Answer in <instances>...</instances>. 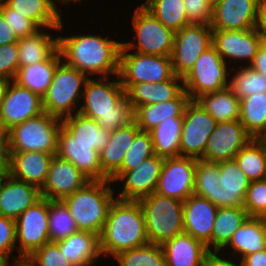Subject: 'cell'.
<instances>
[{
	"label": "cell",
	"instance_id": "1",
	"mask_svg": "<svg viewBox=\"0 0 266 266\" xmlns=\"http://www.w3.org/2000/svg\"><path fill=\"white\" fill-rule=\"evenodd\" d=\"M121 47L122 42L100 35L58 36V49L62 61L86 76L99 74L109 77L111 73L117 76Z\"/></svg>",
	"mask_w": 266,
	"mask_h": 266
},
{
	"label": "cell",
	"instance_id": "2",
	"mask_svg": "<svg viewBox=\"0 0 266 266\" xmlns=\"http://www.w3.org/2000/svg\"><path fill=\"white\" fill-rule=\"evenodd\" d=\"M109 79H87L82 93L84 103L78 107V113L94 119L102 128L113 131L131 123L134 110L121 81L116 79L110 82Z\"/></svg>",
	"mask_w": 266,
	"mask_h": 266
},
{
	"label": "cell",
	"instance_id": "3",
	"mask_svg": "<svg viewBox=\"0 0 266 266\" xmlns=\"http://www.w3.org/2000/svg\"><path fill=\"white\" fill-rule=\"evenodd\" d=\"M99 240L101 254L113 257L122 251L149 243L139 202L115 198Z\"/></svg>",
	"mask_w": 266,
	"mask_h": 266
},
{
	"label": "cell",
	"instance_id": "4",
	"mask_svg": "<svg viewBox=\"0 0 266 266\" xmlns=\"http://www.w3.org/2000/svg\"><path fill=\"white\" fill-rule=\"evenodd\" d=\"M110 183V180H90L61 200L67 206L79 231H89L100 236L110 205L115 199Z\"/></svg>",
	"mask_w": 266,
	"mask_h": 266
},
{
	"label": "cell",
	"instance_id": "5",
	"mask_svg": "<svg viewBox=\"0 0 266 266\" xmlns=\"http://www.w3.org/2000/svg\"><path fill=\"white\" fill-rule=\"evenodd\" d=\"M62 121L46 112L25 120L7 130L4 152L38 151L56 155Z\"/></svg>",
	"mask_w": 266,
	"mask_h": 266
},
{
	"label": "cell",
	"instance_id": "6",
	"mask_svg": "<svg viewBox=\"0 0 266 266\" xmlns=\"http://www.w3.org/2000/svg\"><path fill=\"white\" fill-rule=\"evenodd\" d=\"M149 243L162 245L184 232L183 201L156 192L138 200Z\"/></svg>",
	"mask_w": 266,
	"mask_h": 266
},
{
	"label": "cell",
	"instance_id": "7",
	"mask_svg": "<svg viewBox=\"0 0 266 266\" xmlns=\"http://www.w3.org/2000/svg\"><path fill=\"white\" fill-rule=\"evenodd\" d=\"M88 77L63 61L56 67L52 82L42 97L44 112L63 119L78 113L77 103L82 100V93Z\"/></svg>",
	"mask_w": 266,
	"mask_h": 266
},
{
	"label": "cell",
	"instance_id": "8",
	"mask_svg": "<svg viewBox=\"0 0 266 266\" xmlns=\"http://www.w3.org/2000/svg\"><path fill=\"white\" fill-rule=\"evenodd\" d=\"M227 64L213 45L203 52L183 77L184 90L190 100L228 87Z\"/></svg>",
	"mask_w": 266,
	"mask_h": 266
},
{
	"label": "cell",
	"instance_id": "9",
	"mask_svg": "<svg viewBox=\"0 0 266 266\" xmlns=\"http://www.w3.org/2000/svg\"><path fill=\"white\" fill-rule=\"evenodd\" d=\"M133 30L138 42H122L130 51L136 49L137 53L144 55L171 56L175 32L165 27L142 5L135 9L133 15Z\"/></svg>",
	"mask_w": 266,
	"mask_h": 266
},
{
	"label": "cell",
	"instance_id": "10",
	"mask_svg": "<svg viewBox=\"0 0 266 266\" xmlns=\"http://www.w3.org/2000/svg\"><path fill=\"white\" fill-rule=\"evenodd\" d=\"M174 76L170 56L129 53L123 45L120 51L119 72L121 84L157 83Z\"/></svg>",
	"mask_w": 266,
	"mask_h": 266
},
{
	"label": "cell",
	"instance_id": "11",
	"mask_svg": "<svg viewBox=\"0 0 266 266\" xmlns=\"http://www.w3.org/2000/svg\"><path fill=\"white\" fill-rule=\"evenodd\" d=\"M48 216L49 199L41 197L15 220L19 254L13 259L14 265L50 242Z\"/></svg>",
	"mask_w": 266,
	"mask_h": 266
},
{
	"label": "cell",
	"instance_id": "12",
	"mask_svg": "<svg viewBox=\"0 0 266 266\" xmlns=\"http://www.w3.org/2000/svg\"><path fill=\"white\" fill-rule=\"evenodd\" d=\"M213 30L209 24H189L175 32L171 53L174 75L184 77L200 55L212 46Z\"/></svg>",
	"mask_w": 266,
	"mask_h": 266
},
{
	"label": "cell",
	"instance_id": "13",
	"mask_svg": "<svg viewBox=\"0 0 266 266\" xmlns=\"http://www.w3.org/2000/svg\"><path fill=\"white\" fill-rule=\"evenodd\" d=\"M217 121L196 100H190L183 112L180 156L200 159Z\"/></svg>",
	"mask_w": 266,
	"mask_h": 266
},
{
	"label": "cell",
	"instance_id": "14",
	"mask_svg": "<svg viewBox=\"0 0 266 266\" xmlns=\"http://www.w3.org/2000/svg\"><path fill=\"white\" fill-rule=\"evenodd\" d=\"M197 159L179 156L165 158L156 193L185 201L194 194V179Z\"/></svg>",
	"mask_w": 266,
	"mask_h": 266
},
{
	"label": "cell",
	"instance_id": "15",
	"mask_svg": "<svg viewBox=\"0 0 266 266\" xmlns=\"http://www.w3.org/2000/svg\"><path fill=\"white\" fill-rule=\"evenodd\" d=\"M165 158L158 155L145 159L135 169L118 171L110 181L124 182L122 192L116 198L138 201L155 192Z\"/></svg>",
	"mask_w": 266,
	"mask_h": 266
},
{
	"label": "cell",
	"instance_id": "16",
	"mask_svg": "<svg viewBox=\"0 0 266 266\" xmlns=\"http://www.w3.org/2000/svg\"><path fill=\"white\" fill-rule=\"evenodd\" d=\"M11 83L0 104V131L3 134L11 127L44 112L41 96L13 80Z\"/></svg>",
	"mask_w": 266,
	"mask_h": 266
},
{
	"label": "cell",
	"instance_id": "17",
	"mask_svg": "<svg viewBox=\"0 0 266 266\" xmlns=\"http://www.w3.org/2000/svg\"><path fill=\"white\" fill-rule=\"evenodd\" d=\"M251 139L253 137L245 130L239 119L217 122L200 159L216 163L234 159Z\"/></svg>",
	"mask_w": 266,
	"mask_h": 266
},
{
	"label": "cell",
	"instance_id": "18",
	"mask_svg": "<svg viewBox=\"0 0 266 266\" xmlns=\"http://www.w3.org/2000/svg\"><path fill=\"white\" fill-rule=\"evenodd\" d=\"M260 0H218L212 7V30H249L256 28Z\"/></svg>",
	"mask_w": 266,
	"mask_h": 266
},
{
	"label": "cell",
	"instance_id": "19",
	"mask_svg": "<svg viewBox=\"0 0 266 266\" xmlns=\"http://www.w3.org/2000/svg\"><path fill=\"white\" fill-rule=\"evenodd\" d=\"M264 41L265 37L257 27L249 30H213L212 45L225 62L227 58L248 60L249 66Z\"/></svg>",
	"mask_w": 266,
	"mask_h": 266
},
{
	"label": "cell",
	"instance_id": "20",
	"mask_svg": "<svg viewBox=\"0 0 266 266\" xmlns=\"http://www.w3.org/2000/svg\"><path fill=\"white\" fill-rule=\"evenodd\" d=\"M89 181L74 164L54 155L45 184L40 189L41 197L49 200H62Z\"/></svg>",
	"mask_w": 266,
	"mask_h": 266
},
{
	"label": "cell",
	"instance_id": "21",
	"mask_svg": "<svg viewBox=\"0 0 266 266\" xmlns=\"http://www.w3.org/2000/svg\"><path fill=\"white\" fill-rule=\"evenodd\" d=\"M4 170L17 180L39 189L47 179L53 155L38 151L4 152Z\"/></svg>",
	"mask_w": 266,
	"mask_h": 266
},
{
	"label": "cell",
	"instance_id": "22",
	"mask_svg": "<svg viewBox=\"0 0 266 266\" xmlns=\"http://www.w3.org/2000/svg\"><path fill=\"white\" fill-rule=\"evenodd\" d=\"M217 209L210 200L195 194L183 201L184 232L203 242L210 252Z\"/></svg>",
	"mask_w": 266,
	"mask_h": 266
},
{
	"label": "cell",
	"instance_id": "23",
	"mask_svg": "<svg viewBox=\"0 0 266 266\" xmlns=\"http://www.w3.org/2000/svg\"><path fill=\"white\" fill-rule=\"evenodd\" d=\"M41 198L40 189L17 180L5 170L0 175V215L16 220Z\"/></svg>",
	"mask_w": 266,
	"mask_h": 266
},
{
	"label": "cell",
	"instance_id": "24",
	"mask_svg": "<svg viewBox=\"0 0 266 266\" xmlns=\"http://www.w3.org/2000/svg\"><path fill=\"white\" fill-rule=\"evenodd\" d=\"M56 155L74 164L89 180H102L99 152L90 144L76 143L63 126L58 135Z\"/></svg>",
	"mask_w": 266,
	"mask_h": 266
},
{
	"label": "cell",
	"instance_id": "25",
	"mask_svg": "<svg viewBox=\"0 0 266 266\" xmlns=\"http://www.w3.org/2000/svg\"><path fill=\"white\" fill-rule=\"evenodd\" d=\"M220 187L214 197L217 207H243L251 180L240 169L235 159L219 162Z\"/></svg>",
	"mask_w": 266,
	"mask_h": 266
},
{
	"label": "cell",
	"instance_id": "26",
	"mask_svg": "<svg viewBox=\"0 0 266 266\" xmlns=\"http://www.w3.org/2000/svg\"><path fill=\"white\" fill-rule=\"evenodd\" d=\"M122 86L126 91V96L134 111L139 106L162 103L175 99L184 90L183 78L176 75L170 80L163 82L122 84Z\"/></svg>",
	"mask_w": 266,
	"mask_h": 266
},
{
	"label": "cell",
	"instance_id": "27",
	"mask_svg": "<svg viewBox=\"0 0 266 266\" xmlns=\"http://www.w3.org/2000/svg\"><path fill=\"white\" fill-rule=\"evenodd\" d=\"M140 131L135 120L111 131L108 143L99 152L102 180H110L121 169L125 153Z\"/></svg>",
	"mask_w": 266,
	"mask_h": 266
},
{
	"label": "cell",
	"instance_id": "28",
	"mask_svg": "<svg viewBox=\"0 0 266 266\" xmlns=\"http://www.w3.org/2000/svg\"><path fill=\"white\" fill-rule=\"evenodd\" d=\"M161 247L166 266H203L210 253L203 242L185 232L165 241Z\"/></svg>",
	"mask_w": 266,
	"mask_h": 266
},
{
	"label": "cell",
	"instance_id": "29",
	"mask_svg": "<svg viewBox=\"0 0 266 266\" xmlns=\"http://www.w3.org/2000/svg\"><path fill=\"white\" fill-rule=\"evenodd\" d=\"M55 243L74 266H92L102 255L99 235L89 231H78Z\"/></svg>",
	"mask_w": 266,
	"mask_h": 266
},
{
	"label": "cell",
	"instance_id": "30",
	"mask_svg": "<svg viewBox=\"0 0 266 266\" xmlns=\"http://www.w3.org/2000/svg\"><path fill=\"white\" fill-rule=\"evenodd\" d=\"M228 246L233 248L232 256H236V258L237 255L241 258L266 249V221L264 217H248L233 233L232 238L224 248Z\"/></svg>",
	"mask_w": 266,
	"mask_h": 266
},
{
	"label": "cell",
	"instance_id": "31",
	"mask_svg": "<svg viewBox=\"0 0 266 266\" xmlns=\"http://www.w3.org/2000/svg\"><path fill=\"white\" fill-rule=\"evenodd\" d=\"M189 101V95L183 90L170 101L139 106L134 111V120L141 131L150 132L163 120H168L170 117H183L185 106Z\"/></svg>",
	"mask_w": 266,
	"mask_h": 266
},
{
	"label": "cell",
	"instance_id": "32",
	"mask_svg": "<svg viewBox=\"0 0 266 266\" xmlns=\"http://www.w3.org/2000/svg\"><path fill=\"white\" fill-rule=\"evenodd\" d=\"M59 49L48 59L19 67L14 82L43 97L48 90L56 67L62 62Z\"/></svg>",
	"mask_w": 266,
	"mask_h": 266
},
{
	"label": "cell",
	"instance_id": "33",
	"mask_svg": "<svg viewBox=\"0 0 266 266\" xmlns=\"http://www.w3.org/2000/svg\"><path fill=\"white\" fill-rule=\"evenodd\" d=\"M61 121L76 143L90 144L98 152L108 143L111 131L102 128L94 119L75 113Z\"/></svg>",
	"mask_w": 266,
	"mask_h": 266
},
{
	"label": "cell",
	"instance_id": "34",
	"mask_svg": "<svg viewBox=\"0 0 266 266\" xmlns=\"http://www.w3.org/2000/svg\"><path fill=\"white\" fill-rule=\"evenodd\" d=\"M10 8L33 20L40 28L62 30V15L52 0H3Z\"/></svg>",
	"mask_w": 266,
	"mask_h": 266
},
{
	"label": "cell",
	"instance_id": "35",
	"mask_svg": "<svg viewBox=\"0 0 266 266\" xmlns=\"http://www.w3.org/2000/svg\"><path fill=\"white\" fill-rule=\"evenodd\" d=\"M44 31L42 28L31 36L18 39L19 67L48 60L58 50V36L52 38V34Z\"/></svg>",
	"mask_w": 266,
	"mask_h": 266
},
{
	"label": "cell",
	"instance_id": "36",
	"mask_svg": "<svg viewBox=\"0 0 266 266\" xmlns=\"http://www.w3.org/2000/svg\"><path fill=\"white\" fill-rule=\"evenodd\" d=\"M183 117H170L150 131L154 153L163 158L180 156Z\"/></svg>",
	"mask_w": 266,
	"mask_h": 266
},
{
	"label": "cell",
	"instance_id": "37",
	"mask_svg": "<svg viewBox=\"0 0 266 266\" xmlns=\"http://www.w3.org/2000/svg\"><path fill=\"white\" fill-rule=\"evenodd\" d=\"M196 101L217 122L233 121L240 118V99L232 93L229 87L203 94Z\"/></svg>",
	"mask_w": 266,
	"mask_h": 266
},
{
	"label": "cell",
	"instance_id": "38",
	"mask_svg": "<svg viewBox=\"0 0 266 266\" xmlns=\"http://www.w3.org/2000/svg\"><path fill=\"white\" fill-rule=\"evenodd\" d=\"M248 217L243 207H218L212 232V252L224 250L233 233Z\"/></svg>",
	"mask_w": 266,
	"mask_h": 266
},
{
	"label": "cell",
	"instance_id": "39",
	"mask_svg": "<svg viewBox=\"0 0 266 266\" xmlns=\"http://www.w3.org/2000/svg\"><path fill=\"white\" fill-rule=\"evenodd\" d=\"M251 181L266 179V144L251 139L234 157Z\"/></svg>",
	"mask_w": 266,
	"mask_h": 266
},
{
	"label": "cell",
	"instance_id": "40",
	"mask_svg": "<svg viewBox=\"0 0 266 266\" xmlns=\"http://www.w3.org/2000/svg\"><path fill=\"white\" fill-rule=\"evenodd\" d=\"M239 121L256 138L266 126V93H253L240 100Z\"/></svg>",
	"mask_w": 266,
	"mask_h": 266
},
{
	"label": "cell",
	"instance_id": "41",
	"mask_svg": "<svg viewBox=\"0 0 266 266\" xmlns=\"http://www.w3.org/2000/svg\"><path fill=\"white\" fill-rule=\"evenodd\" d=\"M142 6L174 32L189 25L184 0H146Z\"/></svg>",
	"mask_w": 266,
	"mask_h": 266
},
{
	"label": "cell",
	"instance_id": "42",
	"mask_svg": "<svg viewBox=\"0 0 266 266\" xmlns=\"http://www.w3.org/2000/svg\"><path fill=\"white\" fill-rule=\"evenodd\" d=\"M49 240L57 242L78 232L73 217L61 200H49Z\"/></svg>",
	"mask_w": 266,
	"mask_h": 266
},
{
	"label": "cell",
	"instance_id": "43",
	"mask_svg": "<svg viewBox=\"0 0 266 266\" xmlns=\"http://www.w3.org/2000/svg\"><path fill=\"white\" fill-rule=\"evenodd\" d=\"M119 266H166L161 245H145L122 251L114 256Z\"/></svg>",
	"mask_w": 266,
	"mask_h": 266
},
{
	"label": "cell",
	"instance_id": "44",
	"mask_svg": "<svg viewBox=\"0 0 266 266\" xmlns=\"http://www.w3.org/2000/svg\"><path fill=\"white\" fill-rule=\"evenodd\" d=\"M219 163L197 159L194 194L207 198L214 204L216 191L220 187Z\"/></svg>",
	"mask_w": 266,
	"mask_h": 266
},
{
	"label": "cell",
	"instance_id": "45",
	"mask_svg": "<svg viewBox=\"0 0 266 266\" xmlns=\"http://www.w3.org/2000/svg\"><path fill=\"white\" fill-rule=\"evenodd\" d=\"M241 68V69H240ZM229 81V88L240 100L253 93H266V76L246 64L241 66Z\"/></svg>",
	"mask_w": 266,
	"mask_h": 266
},
{
	"label": "cell",
	"instance_id": "46",
	"mask_svg": "<svg viewBox=\"0 0 266 266\" xmlns=\"http://www.w3.org/2000/svg\"><path fill=\"white\" fill-rule=\"evenodd\" d=\"M155 155L150 132L140 131L134 138L131 146L125 153L121 169L119 171H130L135 169L145 159Z\"/></svg>",
	"mask_w": 266,
	"mask_h": 266
},
{
	"label": "cell",
	"instance_id": "47",
	"mask_svg": "<svg viewBox=\"0 0 266 266\" xmlns=\"http://www.w3.org/2000/svg\"><path fill=\"white\" fill-rule=\"evenodd\" d=\"M243 208L249 217L266 216V179L251 181Z\"/></svg>",
	"mask_w": 266,
	"mask_h": 266
},
{
	"label": "cell",
	"instance_id": "48",
	"mask_svg": "<svg viewBox=\"0 0 266 266\" xmlns=\"http://www.w3.org/2000/svg\"><path fill=\"white\" fill-rule=\"evenodd\" d=\"M0 12L18 39L31 36L41 29L33 20L10 8L3 0H0Z\"/></svg>",
	"mask_w": 266,
	"mask_h": 266
},
{
	"label": "cell",
	"instance_id": "49",
	"mask_svg": "<svg viewBox=\"0 0 266 266\" xmlns=\"http://www.w3.org/2000/svg\"><path fill=\"white\" fill-rule=\"evenodd\" d=\"M26 259L33 266H74L64 257L55 242L44 244Z\"/></svg>",
	"mask_w": 266,
	"mask_h": 266
},
{
	"label": "cell",
	"instance_id": "50",
	"mask_svg": "<svg viewBox=\"0 0 266 266\" xmlns=\"http://www.w3.org/2000/svg\"><path fill=\"white\" fill-rule=\"evenodd\" d=\"M19 69L17 43L0 45V77L14 80Z\"/></svg>",
	"mask_w": 266,
	"mask_h": 266
},
{
	"label": "cell",
	"instance_id": "51",
	"mask_svg": "<svg viewBox=\"0 0 266 266\" xmlns=\"http://www.w3.org/2000/svg\"><path fill=\"white\" fill-rule=\"evenodd\" d=\"M189 24H209L212 21V6L206 0H184Z\"/></svg>",
	"mask_w": 266,
	"mask_h": 266
},
{
	"label": "cell",
	"instance_id": "52",
	"mask_svg": "<svg viewBox=\"0 0 266 266\" xmlns=\"http://www.w3.org/2000/svg\"><path fill=\"white\" fill-rule=\"evenodd\" d=\"M16 224L15 220L0 215V255L9 259L15 249Z\"/></svg>",
	"mask_w": 266,
	"mask_h": 266
},
{
	"label": "cell",
	"instance_id": "53",
	"mask_svg": "<svg viewBox=\"0 0 266 266\" xmlns=\"http://www.w3.org/2000/svg\"><path fill=\"white\" fill-rule=\"evenodd\" d=\"M17 42L18 37L0 12V45H8Z\"/></svg>",
	"mask_w": 266,
	"mask_h": 266
},
{
	"label": "cell",
	"instance_id": "54",
	"mask_svg": "<svg viewBox=\"0 0 266 266\" xmlns=\"http://www.w3.org/2000/svg\"><path fill=\"white\" fill-rule=\"evenodd\" d=\"M252 69L266 76V42L259 47L252 63L249 65Z\"/></svg>",
	"mask_w": 266,
	"mask_h": 266
},
{
	"label": "cell",
	"instance_id": "55",
	"mask_svg": "<svg viewBox=\"0 0 266 266\" xmlns=\"http://www.w3.org/2000/svg\"><path fill=\"white\" fill-rule=\"evenodd\" d=\"M219 252H210L204 260L203 266H243L241 261L240 263H234L232 260L223 259L219 257Z\"/></svg>",
	"mask_w": 266,
	"mask_h": 266
},
{
	"label": "cell",
	"instance_id": "56",
	"mask_svg": "<svg viewBox=\"0 0 266 266\" xmlns=\"http://www.w3.org/2000/svg\"><path fill=\"white\" fill-rule=\"evenodd\" d=\"M243 266H266V249L241 257Z\"/></svg>",
	"mask_w": 266,
	"mask_h": 266
},
{
	"label": "cell",
	"instance_id": "57",
	"mask_svg": "<svg viewBox=\"0 0 266 266\" xmlns=\"http://www.w3.org/2000/svg\"><path fill=\"white\" fill-rule=\"evenodd\" d=\"M257 29L266 37V0H260Z\"/></svg>",
	"mask_w": 266,
	"mask_h": 266
},
{
	"label": "cell",
	"instance_id": "58",
	"mask_svg": "<svg viewBox=\"0 0 266 266\" xmlns=\"http://www.w3.org/2000/svg\"><path fill=\"white\" fill-rule=\"evenodd\" d=\"M12 80L5 78V77H0V104L2 103L3 99L5 98V95L7 93V89L10 85Z\"/></svg>",
	"mask_w": 266,
	"mask_h": 266
},
{
	"label": "cell",
	"instance_id": "59",
	"mask_svg": "<svg viewBox=\"0 0 266 266\" xmlns=\"http://www.w3.org/2000/svg\"><path fill=\"white\" fill-rule=\"evenodd\" d=\"M4 148H0V175L4 171Z\"/></svg>",
	"mask_w": 266,
	"mask_h": 266
},
{
	"label": "cell",
	"instance_id": "60",
	"mask_svg": "<svg viewBox=\"0 0 266 266\" xmlns=\"http://www.w3.org/2000/svg\"><path fill=\"white\" fill-rule=\"evenodd\" d=\"M256 139L266 144V126L263 131L256 137Z\"/></svg>",
	"mask_w": 266,
	"mask_h": 266
},
{
	"label": "cell",
	"instance_id": "61",
	"mask_svg": "<svg viewBox=\"0 0 266 266\" xmlns=\"http://www.w3.org/2000/svg\"><path fill=\"white\" fill-rule=\"evenodd\" d=\"M14 266H33L27 259H21Z\"/></svg>",
	"mask_w": 266,
	"mask_h": 266
},
{
	"label": "cell",
	"instance_id": "62",
	"mask_svg": "<svg viewBox=\"0 0 266 266\" xmlns=\"http://www.w3.org/2000/svg\"><path fill=\"white\" fill-rule=\"evenodd\" d=\"M0 266H14V265H10L8 259L0 255Z\"/></svg>",
	"mask_w": 266,
	"mask_h": 266
},
{
	"label": "cell",
	"instance_id": "63",
	"mask_svg": "<svg viewBox=\"0 0 266 266\" xmlns=\"http://www.w3.org/2000/svg\"><path fill=\"white\" fill-rule=\"evenodd\" d=\"M53 1V3H54V5L57 7V5H56V2L54 1V0H52ZM57 1H61L62 3H70V2H72V0H57ZM74 2H76V1H79V2H81V0H73Z\"/></svg>",
	"mask_w": 266,
	"mask_h": 266
},
{
	"label": "cell",
	"instance_id": "64",
	"mask_svg": "<svg viewBox=\"0 0 266 266\" xmlns=\"http://www.w3.org/2000/svg\"><path fill=\"white\" fill-rule=\"evenodd\" d=\"M0 148H4V136L1 131H0Z\"/></svg>",
	"mask_w": 266,
	"mask_h": 266
},
{
	"label": "cell",
	"instance_id": "65",
	"mask_svg": "<svg viewBox=\"0 0 266 266\" xmlns=\"http://www.w3.org/2000/svg\"><path fill=\"white\" fill-rule=\"evenodd\" d=\"M212 7L218 2V0H206Z\"/></svg>",
	"mask_w": 266,
	"mask_h": 266
}]
</instances>
